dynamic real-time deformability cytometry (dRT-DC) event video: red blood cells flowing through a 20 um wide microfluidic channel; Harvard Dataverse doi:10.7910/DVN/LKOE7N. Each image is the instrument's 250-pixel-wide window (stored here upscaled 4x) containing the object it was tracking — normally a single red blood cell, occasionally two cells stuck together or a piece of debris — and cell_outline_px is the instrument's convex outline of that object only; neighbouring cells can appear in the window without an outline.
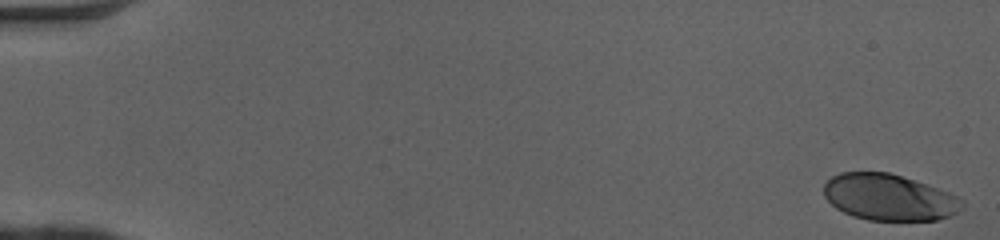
{"species": "human", "species_latin": "Homo sapiens", "temperature_condition": "cold", "stored_images_in_passage": 51, "camera_frame_rate_fps": 3000, "um_per_image_px": 0.085, "donor": {"sex": "female"}, "frame": {"image": 1, "passage_image": 1, "time_ms": 0.0, "image_size_px": [1000, 240], "cell_outline_px": [[964, 208], [948, 216], [936, 220], [868, 220], [852, 216], [836, 208], [824, 196], [824, 184], [832, 176], [840, 172], [888, 172], [928, 184], [948, 192], [964, 200]], "centroid_in_image_um": [75.57, 16.77], "position_along_channel_um": 9.4, "area_um2": 37.34}}
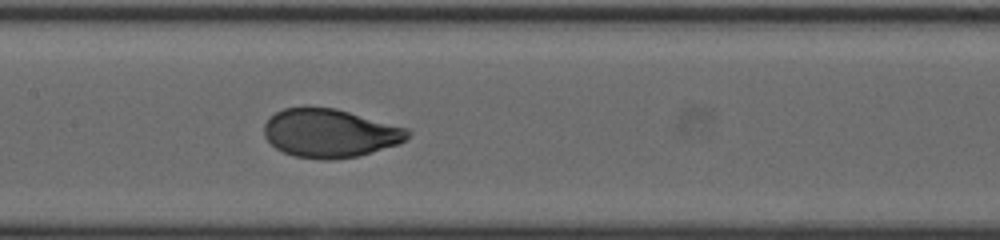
{"frame": {"image": 2, "passage_image": 26, "time_ms": 8.333, "image_size_px": [1000, 240], "cell_outline_px": [[412, 132], [400, 144], [360, 156], [324, 160], [320, 160], [296, 156], [284, 152], [276, 148], [264, 136], [264, 124], [268, 116], [284, 108], [308, 104], [336, 108], [408, 128]], "centroid_in_image_um": [28.03, 11.28], "position_along_channel_um": 179.4, "area_um2": 41.38}}
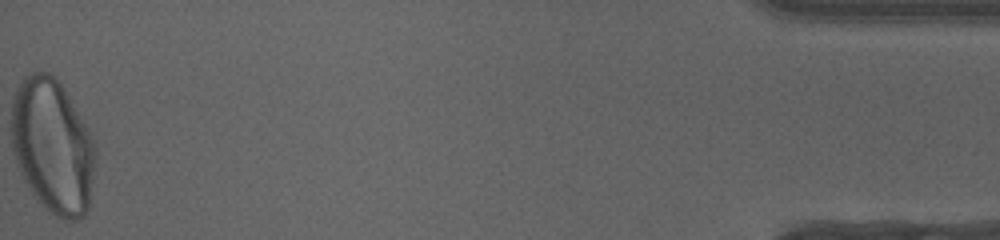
{"frame": {"image": 3, "passage_image": 51, "time_ms": 16.667, "image_size_px": [1000, 240], "cell_outline_px": [[96, 160], [88, 208], [84, 216], [76, 220], [64, 220], [56, 216], [44, 208], [32, 192], [24, 180], [16, 164], [12, 148], [12, 100], [16, 88], [24, 76], [32, 72], [48, 72], [64, 88], [84, 120], [88, 128], [96, 148]], "centroid_in_image_um": [4.48, 12.42], "position_along_channel_um": 430.7, "area_um2": 66.07}, "authors_computed_cell_mechanics": {"area_um2": 40.46, "velocity_mm_per_s": 4.0758, "shape_relaxation_time_tau1_ms": 3.017, "shape_relaxation_time_tau2_ms": null, "deformation_change_tau1": 0.1823, "deformation_change_tau2": null}}